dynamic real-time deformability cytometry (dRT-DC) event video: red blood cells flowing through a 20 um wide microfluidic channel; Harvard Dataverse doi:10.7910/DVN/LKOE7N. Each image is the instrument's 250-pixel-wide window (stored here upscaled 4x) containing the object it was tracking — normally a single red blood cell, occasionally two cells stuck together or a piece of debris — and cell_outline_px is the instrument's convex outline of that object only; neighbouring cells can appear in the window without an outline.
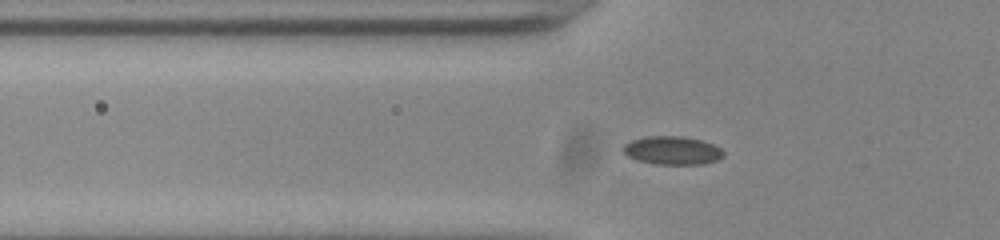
{"species": "common noctule bat (a hibernating species)", "species_latin": "Nyctalus noctula", "temperature_condition": "room temperature", "stored_images_in_passage": 53, "camera_frame_rate_fps": 3000, "um_per_image_px": 0.085, "animal": {"sex": "male", "body_mass_g": 20.0, "forearm_length_mm": 53.3}, "frame": {"image": 1, "passage_image": 17, "time_ms": 5.333, "image_size_px": [1000, 240], "cell_outline_px": [[724, 156], [716, 160], [704, 164], [656, 164], [640, 160], [628, 156], [624, 152], [624, 144], [632, 140], [648, 136], [680, 136], [700, 140], [712, 144], [720, 148], [724, 152]], "centroid_in_image_um": [57.17, 12.79], "position_along_channel_um": 68.6, "area_um2": 16.3}}
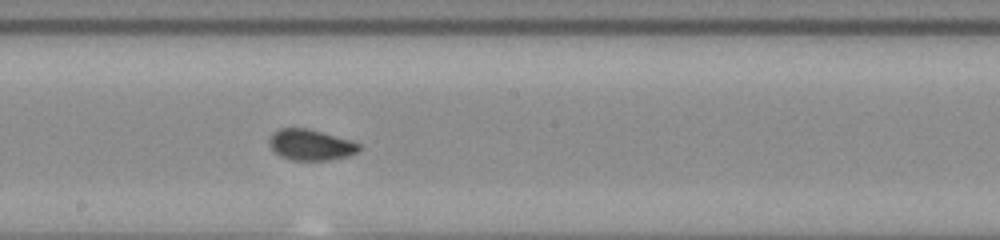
{"frame": {"image": 2, "passage_image": 29, "time_ms": 9.333, "image_size_px": [1000, 240], "cell_outline_px": [[360, 148], [356, 152], [348, 156], [328, 160], [292, 160], [280, 156], [268, 144], [268, 140], [272, 132], [280, 128], [308, 128], [352, 140], [360, 144]], "centroid_in_image_um": [26.39, 12.3], "position_along_channel_um": 221.8, "area_um2": 16.24}}
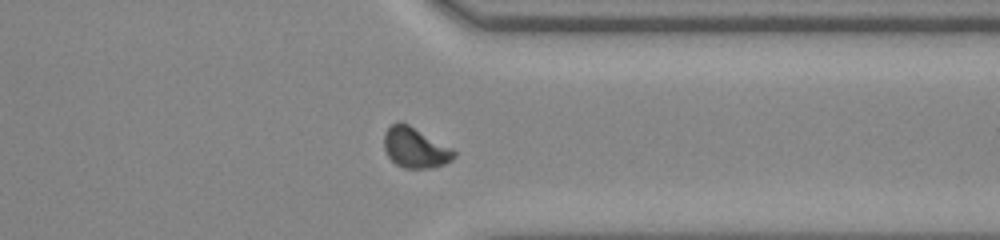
{"frame": {"image": 3, "passage_image": 41, "time_ms": 13.333, "image_size_px": [1000, 240], "cell_outline_px": [[456, 156], [452, 160], [444, 164], [428, 168], [404, 168], [396, 164], [388, 156], [384, 148], [384, 132], [396, 120], [400, 120], [408, 124], [452, 148], [456, 152]], "centroid_in_image_um": [35.27, 12.54], "position_along_channel_um": 376.1, "area_um2": 16.47}, "authors_computed_cell_mechanics": {"area_um2": 15.8372, "velocity_mm_per_s": 3.878, "shape_relaxation_time_tau1_ms": 4.387, "shape_relaxation_time_tau2_ms": null, "deformation_change_tau1": 0.1034, "deformation_change_tau2": null}}